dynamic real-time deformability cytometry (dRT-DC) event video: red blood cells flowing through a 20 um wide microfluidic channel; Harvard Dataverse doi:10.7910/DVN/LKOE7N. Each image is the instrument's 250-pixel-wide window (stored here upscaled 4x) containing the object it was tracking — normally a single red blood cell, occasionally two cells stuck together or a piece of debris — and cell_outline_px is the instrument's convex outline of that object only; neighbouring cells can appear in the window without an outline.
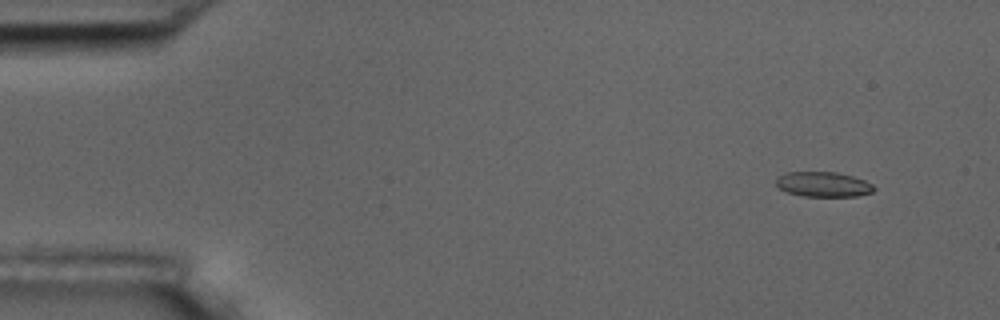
{"species": "common noctule bat (a hibernating species)", "species_latin": "Nyctalus noctula", "temperature_condition": "room temperature", "stored_images_in_passage": 54, "camera_frame_rate_fps": 3000, "um_per_image_px": 0.085, "animal": {"sex": "male", "body_mass_g": 17.5, "forearm_length_mm": 52.3}, "frame": {"image": 1, "passage_image": 4, "time_ms": 1.0, "image_size_px": [1000, 320], "cell_outline_px": [[876, 188], [872, 192], [856, 196], [800, 196], [788, 192], [780, 188], [776, 184], [776, 176], [788, 172], [836, 172], [852, 176], [864, 180], [872, 184]], "centroid_in_image_um": [69.97, 15.66], "position_along_channel_um": 15.0, "area_um2": 14.22}}
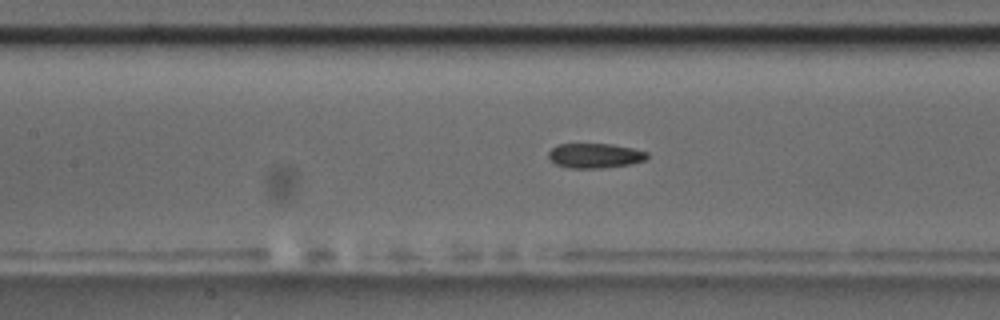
{"frame": {"image": 2, "passage_image": 24, "time_ms": 7.667, "image_size_px": [1000, 320], "cell_outline_px": [[648, 156], [644, 160], [628, 164], [600, 168], [568, 168], [556, 164], [548, 156], [548, 152], [556, 144], [612, 144], [632, 148], [648, 152]], "centroid_in_image_um": [50.54, 13.22], "position_along_channel_um": 156.9, "area_um2": 14.1}}
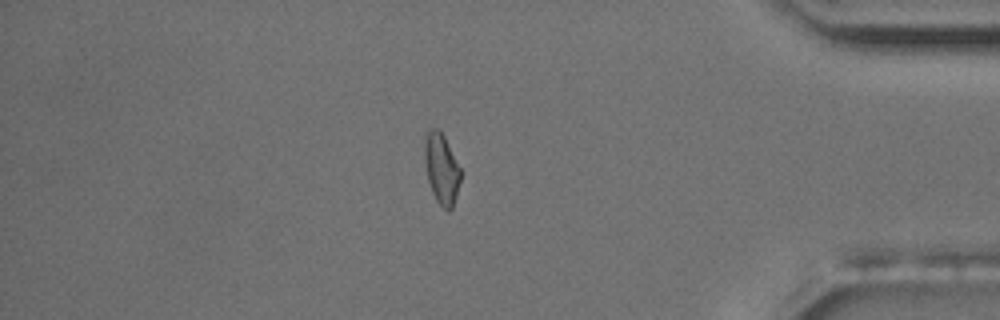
{"frame": {"image": 3, "passage_image": 46, "time_ms": 15.0, "image_size_px": [1000, 320], "cell_outline_px": [[460, 180], [456, 196], [452, 208], [448, 212], [436, 200], [432, 192], [428, 180], [424, 160], [424, 144], [428, 128], [440, 128], [460, 168]], "centroid_in_image_um": [37.51, 14.31], "position_along_channel_um": 397.7, "area_um2": 14.74}, "authors_computed_cell_mechanics": {"area_um2": 14.7679, "velocity_mm_per_s": 3.7385, "shape_relaxation_time_tau1_ms": null, "shape_relaxation_time_tau2_ms": 3.3271, "deformation_change_tau1": null, "deformation_change_tau2": 0.0992}}